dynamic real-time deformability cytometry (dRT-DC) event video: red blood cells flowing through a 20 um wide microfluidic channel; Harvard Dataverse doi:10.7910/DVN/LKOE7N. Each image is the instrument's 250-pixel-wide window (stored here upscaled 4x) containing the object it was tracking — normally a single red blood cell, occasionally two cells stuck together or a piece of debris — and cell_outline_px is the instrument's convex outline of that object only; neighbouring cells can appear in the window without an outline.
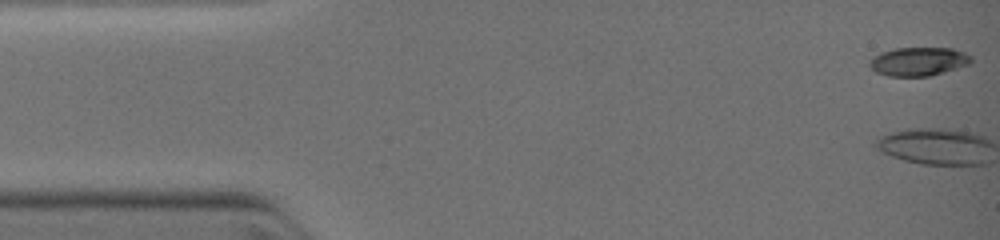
{"species": "common noctule bat (a hibernating species)", "species_latin": "Nyctalus noctula", "temperature_condition": "warm", "stored_images_in_passage": 17, "camera_frame_rate_fps": 3000, "um_per_image_px": 0.085, "animal": {"sex": "female", "body_mass_g": 19.0, "forearm_length_mm": 51.5}, "frame": {"image": 1, "passage_image": 1, "time_ms": 0.0, "image_size_px": [1000, 240], "cell_outline_px": [[972, 60], [968, 64], [944, 72], [928, 76], [888, 76], [876, 72], [868, 64], [868, 60], [872, 56], [880, 52], [896, 48], [952, 48], [964, 52], [972, 56]], "centroid_in_image_um": [78.03, 5.22], "position_along_channel_um": 7.0, "area_um2": 16.99}}